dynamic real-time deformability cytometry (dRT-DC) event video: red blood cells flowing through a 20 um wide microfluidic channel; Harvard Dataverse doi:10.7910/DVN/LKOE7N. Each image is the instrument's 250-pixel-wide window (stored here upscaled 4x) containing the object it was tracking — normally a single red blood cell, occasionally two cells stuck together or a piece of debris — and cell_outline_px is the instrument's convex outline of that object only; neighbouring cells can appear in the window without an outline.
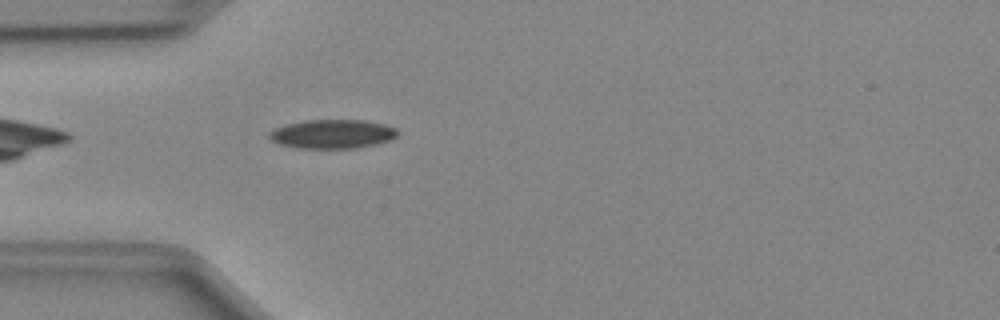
{"species": "Egyptian fruit bat (a non-hibernating species)", "species_latin": "Rousettus aegyptiacus", "temperature_condition": "cold", "stored_images_in_passage": 38, "camera_frame_rate_fps": 3000, "um_per_image_px": 0.085, "animal": {"sex": "female"}, "frame": {"image": 1, "passage_image": 3, "time_ms": 0.667, "image_size_px": [1000, 320], "cell_outline_px": [[392, 136], [380, 140], [356, 144], [296, 144], [280, 140], [272, 136], [276, 132], [284, 128], [300, 124], [368, 124], [388, 128], [392, 132]], "centroid_in_image_um": [28.27, 11.38], "position_along_channel_um": 56.7, "area_um2": 14.57}}
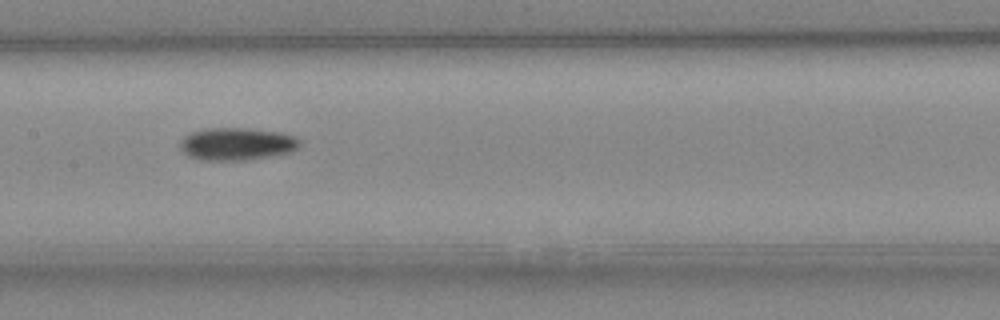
{"frame": {"image": 2, "passage_image": 13, "time_ms": 4.0, "image_size_px": [1000, 320], "cell_outline_px": [[292, 144], [288, 148], [264, 152], [196, 152], [188, 148], [188, 140], [196, 136], [212, 132], [248, 132], [280, 136], [292, 140]], "centroid_in_image_um": [20.21, 12.11], "position_along_channel_um": 187.2, "area_um2": 12.83}}
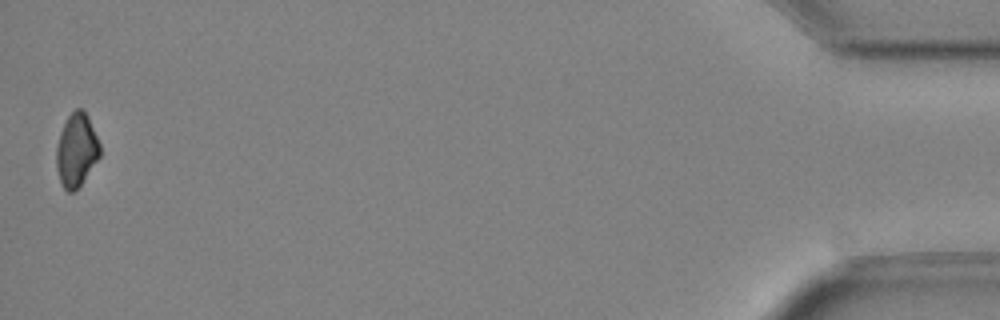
{"frame": {"image": 3, "passage_image": 38, "time_ms": 12.333, "image_size_px": [1000, 320], "cell_outline_px": [[100, 152], [80, 184], [76, 188], [68, 188], [64, 184], [60, 176], [60, 140], [64, 128], [72, 112], [84, 112], [88, 120], [100, 148]], "centroid_in_image_um": [6.56, 12.74], "position_along_channel_um": 428.6, "area_um2": 15.61}}